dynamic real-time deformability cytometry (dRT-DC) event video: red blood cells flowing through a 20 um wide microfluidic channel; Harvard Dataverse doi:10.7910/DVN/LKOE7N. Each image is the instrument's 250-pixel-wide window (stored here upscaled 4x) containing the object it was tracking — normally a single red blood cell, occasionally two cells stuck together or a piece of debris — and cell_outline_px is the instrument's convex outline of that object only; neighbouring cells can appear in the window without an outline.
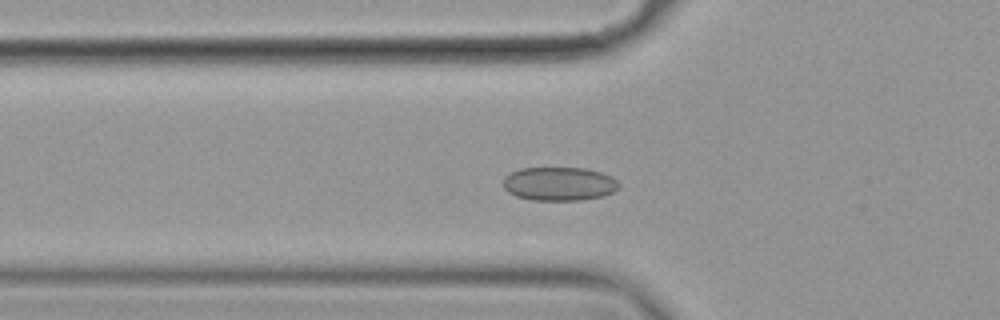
{"species": "common noctule bat (a hibernating species)", "species_latin": "Nyctalus noctula", "temperature_condition": "cold", "stored_images_in_passage": 56, "camera_frame_rate_fps": 3000, "um_per_image_px": 0.085, "animal": {"sex": "female", "body_mass_g": 19.9}, "frame": {"image": 1, "passage_image": 19, "time_ms": 6.0, "image_size_px": [1000, 320], "cell_outline_px": [[620, 188], [604, 196], [580, 200], [532, 200], [516, 196], [508, 192], [504, 188], [504, 176], [520, 168], [584, 168], [600, 172], [612, 176], [620, 184]], "centroid_in_image_um": [47.54, 15.63], "position_along_channel_um": 78.3, "area_um2": 22.77}}
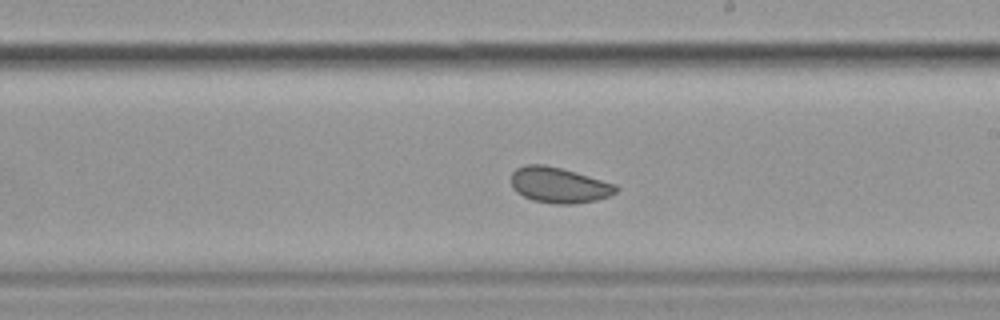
{"frame": {"image": 2, "passage_image": 33, "time_ms": 10.667, "image_size_px": [1000, 320], "cell_outline_px": [[620, 188], [616, 192], [608, 196], [596, 200], [572, 204], [556, 204], [532, 200], [516, 192], [512, 188], [512, 172], [516, 168], [524, 164], [544, 164], [576, 172], [616, 184]], "centroid_in_image_um": [47.5, 15.73], "position_along_channel_um": 241.5, "area_um2": 21.79}}
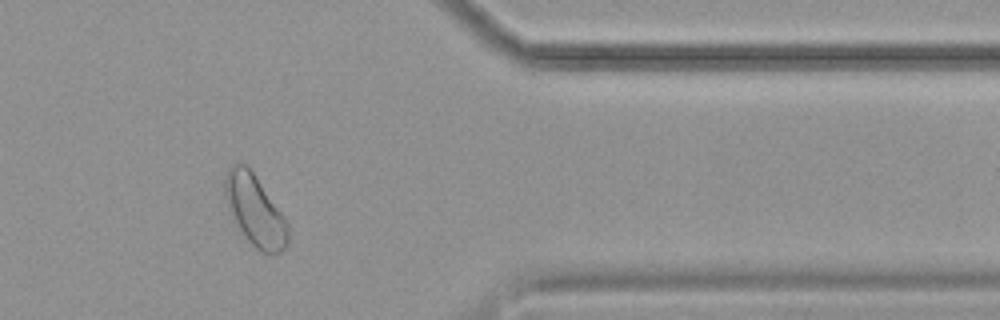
{"frame": {"image": 3, "passage_image": 47, "time_ms": 15.333, "image_size_px": [1000, 320], "cell_outline_px": [[288, 244], [280, 252], [260, 252], [248, 240], [232, 220], [224, 196], [224, 180], [228, 168], [232, 164], [248, 164], [284, 216], [288, 224]], "centroid_in_image_um": [21.65, 17.85], "position_along_channel_um": 389.8, "area_um2": 26.13}, "authors_computed_cell_mechanics": {"area_um2": 23.6691, "velocity_mm_per_s": 3.506, "shape_relaxation_time_tau1_ms": 4.9547, "shape_relaxation_time_tau2_ms": 4.1402, "deformation_change_tau1": 0.0602, "deformation_change_tau2": 0.0739}}